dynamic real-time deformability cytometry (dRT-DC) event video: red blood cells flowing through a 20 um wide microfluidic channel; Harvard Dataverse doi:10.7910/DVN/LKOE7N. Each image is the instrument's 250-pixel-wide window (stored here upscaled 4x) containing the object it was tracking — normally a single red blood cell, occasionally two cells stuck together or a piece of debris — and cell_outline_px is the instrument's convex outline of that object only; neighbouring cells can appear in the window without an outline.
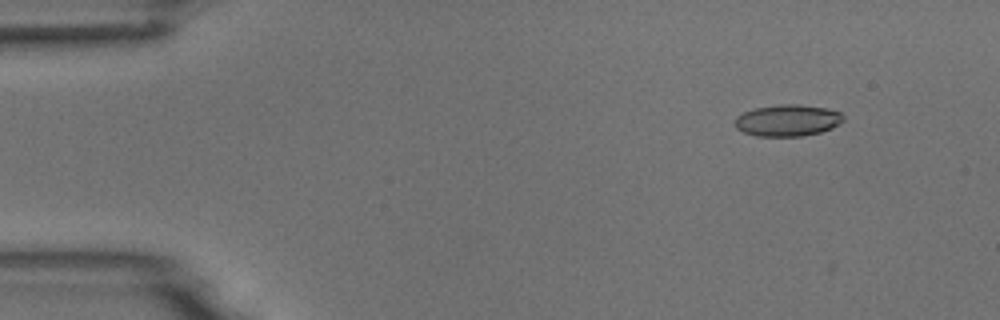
{"species": "common noctule bat (a hibernating species)", "species_latin": "Nyctalus noctula", "temperature_condition": "room temperature", "stored_images_in_passage": 5, "camera_frame_rate_fps": 3000, "um_per_image_px": 0.085, "animal": {"sex": "male", "body_mass_g": 18.8}, "frame": {"image": 1, "passage_image": 1, "time_ms": 0.0, "image_size_px": [1000, 320], "cell_outline_px": [[844, 120], [832, 128], [820, 132], [800, 136], [756, 136], [744, 132], [736, 128], [736, 116], [744, 112], [756, 108], [780, 104], [796, 104], [828, 108], [840, 112], [844, 116]], "centroid_in_image_um": [66.96, 10.23], "position_along_channel_um": 18.0, "area_um2": 19.88}}